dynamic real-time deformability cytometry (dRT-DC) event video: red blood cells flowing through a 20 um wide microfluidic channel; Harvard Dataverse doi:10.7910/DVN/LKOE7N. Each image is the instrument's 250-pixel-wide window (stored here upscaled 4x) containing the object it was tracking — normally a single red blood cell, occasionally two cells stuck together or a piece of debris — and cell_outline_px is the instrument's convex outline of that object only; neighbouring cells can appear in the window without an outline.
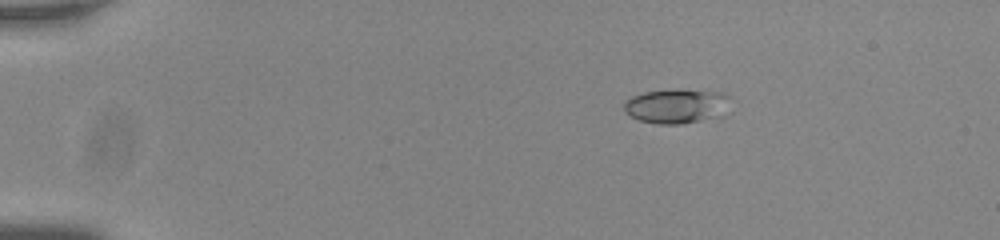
{"species": "common noctule bat (a hibernating species)", "species_latin": "Nyctalus noctula", "temperature_condition": "room temperature", "stored_images_in_passage": 47, "camera_frame_rate_fps": 3000, "um_per_image_px": 0.085, "animal": {"sex": "male", "body_mass_g": 20.0, "forearm_length_mm": 53.3}, "frame": {"image": 1, "passage_image": 1, "time_ms": 0.0, "image_size_px": [1000, 240], "cell_outline_px": [[728, 96], [724, 116], [680, 124], [656, 124], [640, 120], [624, 112], [624, 104], [632, 96], [644, 92], [724, 92]], "centroid_in_image_um": [57.49, 9.07], "position_along_channel_um": 27.5, "area_um2": 20.4}}
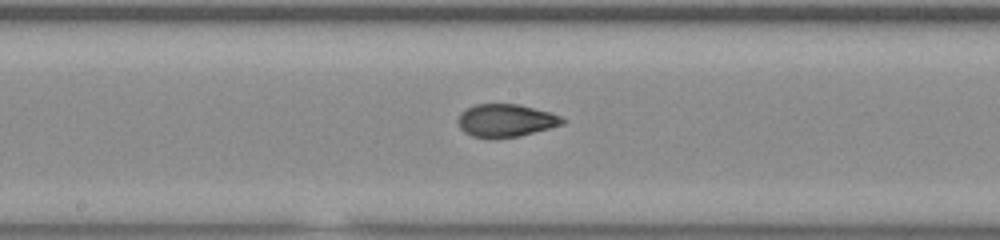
{"frame": {"image": 2, "passage_image": 22, "time_ms": 7.0, "image_size_px": [1000, 240], "cell_outline_px": [[568, 120], [564, 124], [520, 136], [496, 140], [492, 140], [472, 136], [464, 132], [460, 128], [456, 120], [460, 112], [476, 104], [520, 104], [552, 112]], "centroid_in_image_um": [42.99, 10.26], "position_along_channel_um": 205.2, "area_um2": 20.58}}
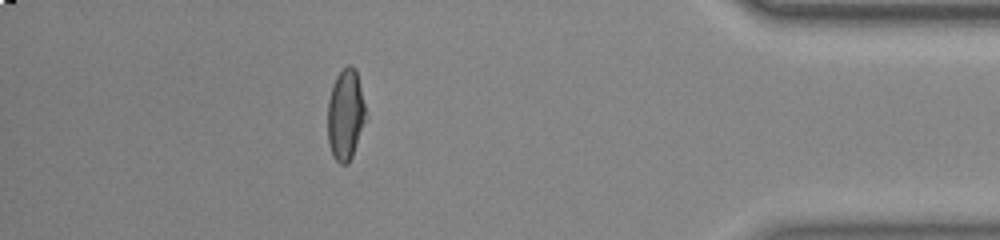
{"frame": {"image": 3, "passage_image": 41, "time_ms": 13.333, "image_size_px": [1000, 240], "cell_outline_px": [[364, 120], [352, 156], [348, 164], [340, 164], [332, 156], [328, 144], [328, 100], [332, 84], [336, 76], [348, 64], [352, 64], [356, 68], [364, 104]], "centroid_in_image_um": [29.33, 9.73], "position_along_channel_um": 405.9, "area_um2": 19.88}, "authors_computed_cell_mechanics": {"area_um2": 20.0566, "velocity_mm_per_s": 3.7617, "shape_relaxation_time_tau1_ms": 10.6064, "shape_relaxation_time_tau2_ms": 1.2768, "deformation_change_tau1": 0.294, "deformation_change_tau2": 0.0574}}